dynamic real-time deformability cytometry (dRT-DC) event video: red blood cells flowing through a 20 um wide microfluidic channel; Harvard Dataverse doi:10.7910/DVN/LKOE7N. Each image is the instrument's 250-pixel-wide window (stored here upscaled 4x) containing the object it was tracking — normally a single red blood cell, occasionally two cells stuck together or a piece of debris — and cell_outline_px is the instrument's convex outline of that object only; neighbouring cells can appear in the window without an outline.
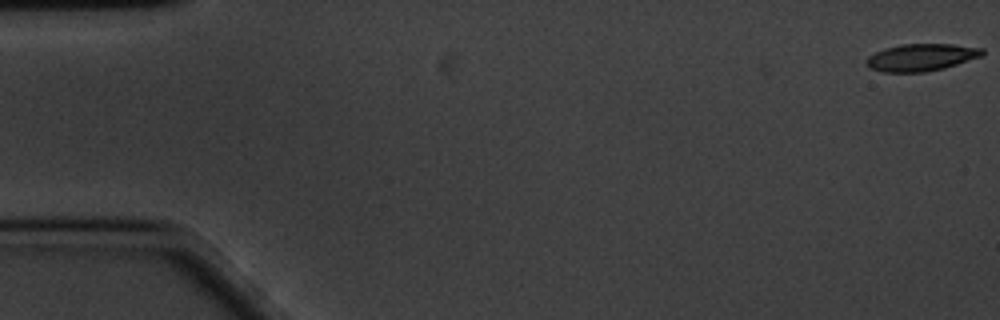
{"species": "common noctule bat (a hibernating species)", "species_latin": "Nyctalus noctula", "temperature_condition": "cold", "stored_images_in_passage": 59, "camera_frame_rate_fps": 3000, "um_per_image_px": 0.085, "animal": {"sex": "male", "body_mass_g": 20.1, "forearm_length_mm": 53.5}, "frame": {"image": 1, "passage_image": 1, "time_ms": 0.0, "image_size_px": [1000, 320], "cell_outline_px": [[984, 56], [944, 68], [924, 72], [880, 72], [868, 68], [864, 60], [868, 56], [884, 48], [900, 44], [952, 44], [984, 48]], "centroid_in_image_um": [78.29, 4.88], "position_along_channel_um": 6.7, "area_um2": 18.67}}
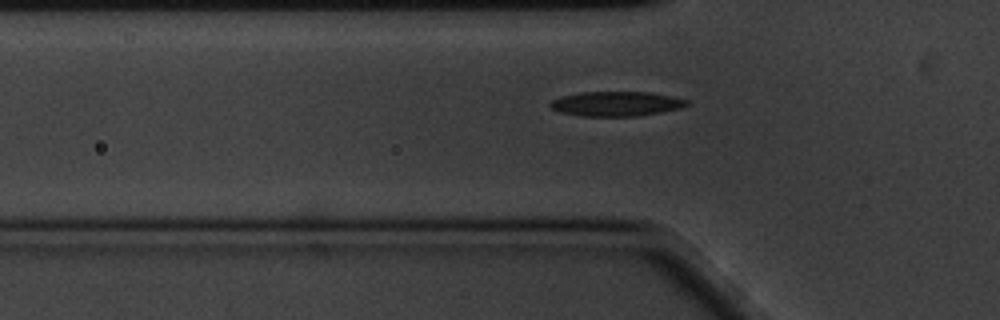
{"frame": {"image": 2, "passage_image": 19, "time_ms": 6.0, "image_size_px": [1000, 320], "cell_outline_px": [[688, 104], [680, 108], [660, 112], [636, 116], [580, 116], [560, 112], [552, 108], [548, 104], [552, 100], [560, 96], [580, 92], [648, 92], [672, 96], [688, 100]], "centroid_in_image_um": [52.34, 8.82], "position_along_channel_um": 73.5, "area_um2": 19.59}}
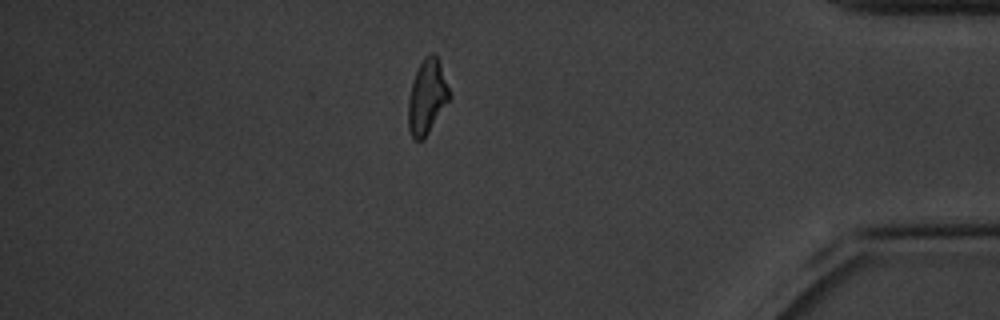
{"frame": {"image": 3, "passage_image": 51, "time_ms": 16.667, "image_size_px": [1000, 320], "cell_outline_px": [[452, 96], [428, 132], [420, 140], [416, 140], [412, 136], [408, 128], [408, 100], [412, 84], [416, 72], [424, 56], [428, 52], [432, 52], [436, 56], [440, 64]], "centroid_in_image_um": [36.3, 8.2], "position_along_channel_um": 398.9, "area_um2": 17.57}, "authors_computed_cell_mechanics": {"area_um2": 18.9584, "velocity_mm_per_s": 3.3865, "shape_relaxation_time_tau1_ms": 3.0011, "shape_relaxation_time_tau2_ms": 7.4337, "deformation_change_tau1": 0.1153, "deformation_change_tau2": 0.1522}}